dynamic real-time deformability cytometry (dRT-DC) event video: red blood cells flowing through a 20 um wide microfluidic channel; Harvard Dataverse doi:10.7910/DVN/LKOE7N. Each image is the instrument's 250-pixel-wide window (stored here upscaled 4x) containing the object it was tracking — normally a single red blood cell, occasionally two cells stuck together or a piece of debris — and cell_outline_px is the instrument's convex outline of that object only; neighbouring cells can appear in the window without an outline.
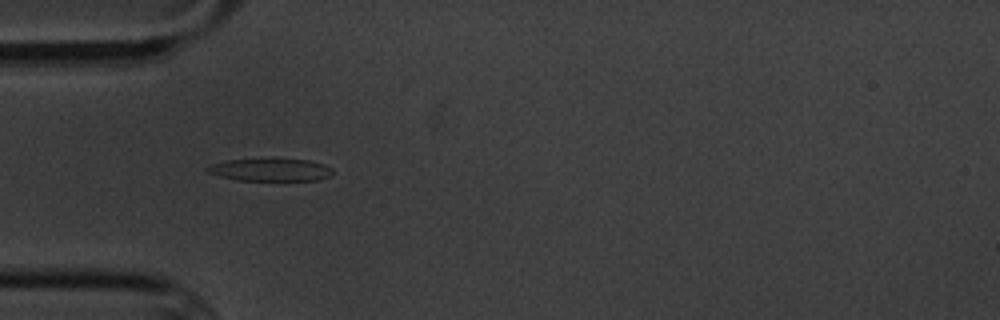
{"species": "common noctule bat (a hibernating species)", "species_latin": "Nyctalus noctula", "temperature_condition": "cold", "stored_images_in_passage": 6, "camera_frame_rate_fps": 3000, "um_per_image_px": 0.085, "animal": {"sex": "male", "body_mass_g": 20.1, "forearm_length_mm": 53.5}, "frame": {"image": 1, "passage_image": 5, "time_ms": 4.667, "image_size_px": [1000, 320], "cell_outline_px": [[332, 176], [320, 180], [236, 180], [220, 176], [208, 172], [204, 168], [212, 164], [228, 160], [308, 160], [324, 164], [332, 168]], "centroid_in_image_um": [23.02, 14.45], "position_along_channel_um": 62.0, "area_um2": 16.13}}
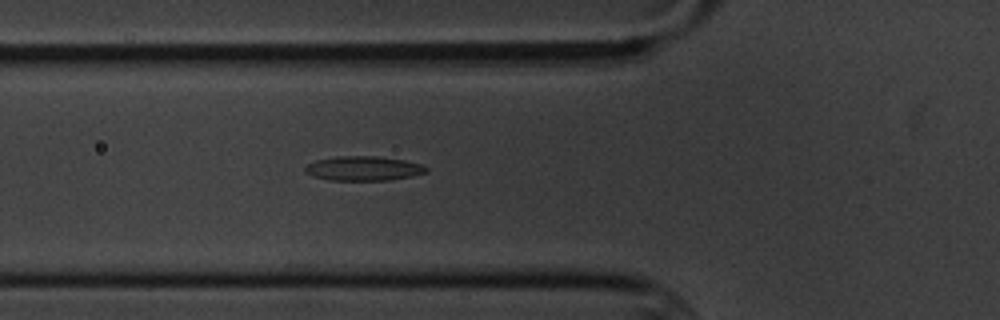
{"frame": {"image": 2, "passage_image": 6, "time_ms": 5.667, "image_size_px": [1000, 320], "cell_outline_px": [[428, 172], [412, 176], [392, 180], [328, 180], [312, 176], [304, 172], [304, 168], [308, 164], [316, 160], [336, 156], [376, 156], [404, 160], [420, 164], [428, 168]], "centroid_in_image_um": [30.88, 14.32], "position_along_channel_um": 94.9, "area_um2": 17.34}}